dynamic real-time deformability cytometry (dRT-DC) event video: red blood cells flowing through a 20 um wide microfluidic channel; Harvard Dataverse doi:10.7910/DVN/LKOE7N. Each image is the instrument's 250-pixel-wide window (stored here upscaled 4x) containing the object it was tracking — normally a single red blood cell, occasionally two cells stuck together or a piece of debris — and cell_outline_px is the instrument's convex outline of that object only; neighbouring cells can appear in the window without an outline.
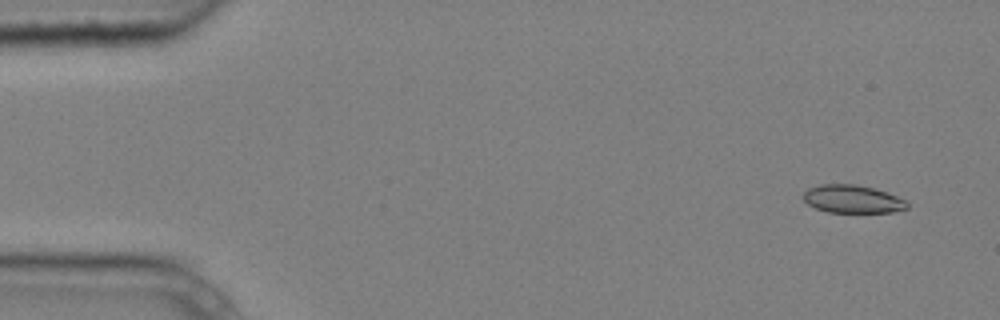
{"species": "common noctule bat (a hibernating species)", "species_latin": "Nyctalus noctula", "temperature_condition": "cold", "stored_images_in_passage": 9, "camera_frame_rate_fps": 3000, "um_per_image_px": 0.085, "animal": {"sex": "male", "body_mass_g": 20.4}, "frame": {"image": 1, "passage_image": 2, "time_ms": 0.333, "image_size_px": [1000, 320], "cell_outline_px": [[908, 208], [892, 212], [828, 212], [816, 208], [808, 204], [804, 200], [804, 192], [808, 188], [820, 184], [856, 184], [872, 188], [908, 200]], "centroid_in_image_um": [72.46, 16.92], "position_along_channel_um": 12.5, "area_um2": 16.82}}
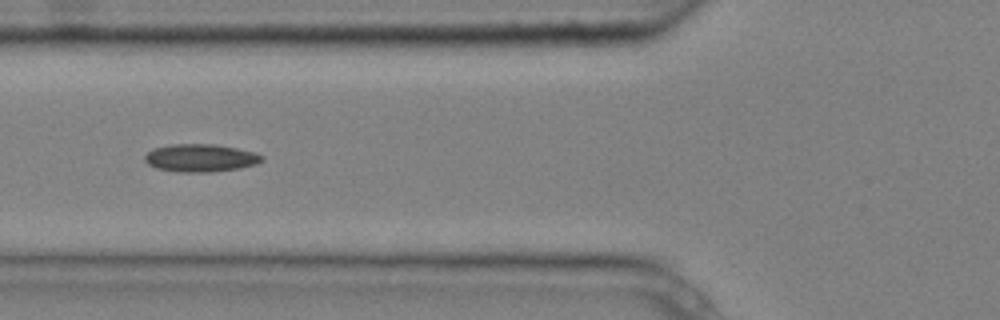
{"frame": {"image": 2, "passage_image": 7, "time_ms": 2.0, "image_size_px": [1000, 320], "cell_outline_px": [[264, 160], [256, 164], [240, 168], [208, 172], [176, 172], [156, 168], [148, 164], [144, 160], [144, 156], [148, 152], [156, 148], [172, 144], [216, 144], [256, 152], [264, 156]], "centroid_in_image_um": [17.07, 13.43], "position_along_channel_um": 108.7, "area_um2": 19.02}}
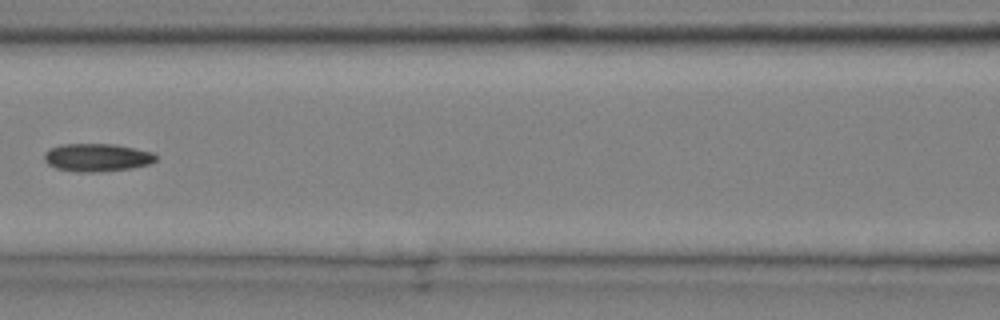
{"frame": {"image": 3, "passage_image": 8, "time_ms": 2.333, "image_size_px": [1000, 320], "cell_outline_px": [[156, 160], [148, 164], [132, 168], [96, 172], [76, 172], [56, 168], [48, 164], [44, 160], [44, 152], [48, 148], [60, 144], [112, 144], [152, 152], [156, 156]], "centroid_in_image_um": [8.18, 13.39], "position_along_channel_um": 158.4, "area_um2": 18.15}}